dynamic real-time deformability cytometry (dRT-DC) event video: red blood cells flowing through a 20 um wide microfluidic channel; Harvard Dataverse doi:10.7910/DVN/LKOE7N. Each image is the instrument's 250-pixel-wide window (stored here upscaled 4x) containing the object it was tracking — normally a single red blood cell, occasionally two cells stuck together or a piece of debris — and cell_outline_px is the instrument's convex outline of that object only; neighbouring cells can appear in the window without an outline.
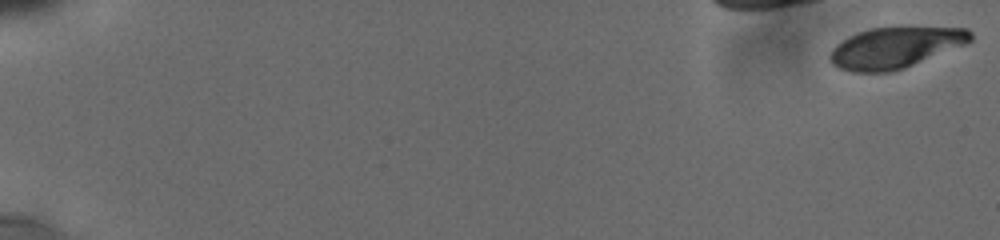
{"species": "human", "species_latin": "Homo sapiens", "temperature_condition": "cold", "stored_images_in_passage": 19, "camera_frame_rate_fps": 3000, "um_per_image_px": 0.085, "donor": {"sex": "male"}, "frame": {"image": 1, "passage_image": 1, "time_ms": 0.0, "image_size_px": [1000, 240], "cell_outline_px": [[972, 40], [964, 44], [904, 68], [892, 72], [852, 72], [840, 68], [832, 64], [828, 60], [828, 56], [832, 48], [836, 44], [848, 36], [868, 28], [900, 24], [968, 28], [972, 32]], "centroid_in_image_um": [76.08, 3.98], "position_along_channel_um": 8.9, "area_um2": 34.68}}
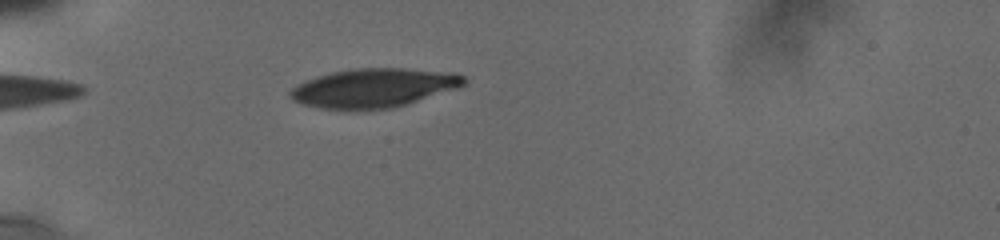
{"frame": {"image": 2, "passage_image": 13, "time_ms": 6.0, "image_size_px": [1000, 240], "cell_outline_px": [[468, 84], [456, 88], [392, 108], [344, 112], [320, 108], [300, 104], [292, 100], [288, 96], [288, 92], [292, 88], [316, 76], [332, 72], [356, 68], [404, 68], [452, 72], [464, 76], [468, 80]], "centroid_in_image_um": [31.72, 7.5], "position_along_channel_um": 53.3, "area_um2": 40.0}}
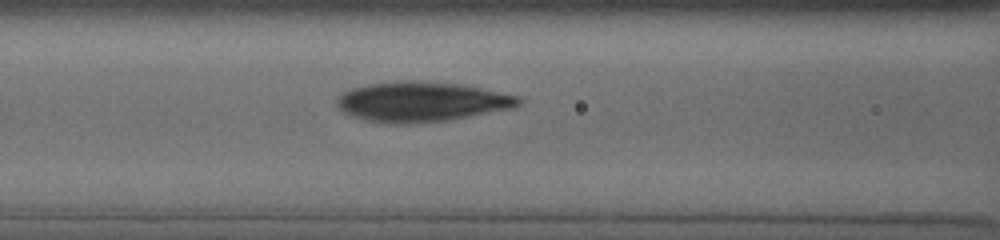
{"frame": {"image": 3, "passage_image": 19, "time_ms": 8.667, "image_size_px": [1000, 240], "cell_outline_px": [[520, 104], [512, 108], [468, 116], [444, 120], [400, 124], [396, 124], [368, 120], [352, 116], [344, 112], [336, 104], [336, 96], [340, 92], [352, 88], [368, 84], [408, 80], [460, 84], [520, 96]], "centroid_in_image_um": [35.78, 8.63], "position_along_channel_um": 130.8, "area_um2": 41.73}}